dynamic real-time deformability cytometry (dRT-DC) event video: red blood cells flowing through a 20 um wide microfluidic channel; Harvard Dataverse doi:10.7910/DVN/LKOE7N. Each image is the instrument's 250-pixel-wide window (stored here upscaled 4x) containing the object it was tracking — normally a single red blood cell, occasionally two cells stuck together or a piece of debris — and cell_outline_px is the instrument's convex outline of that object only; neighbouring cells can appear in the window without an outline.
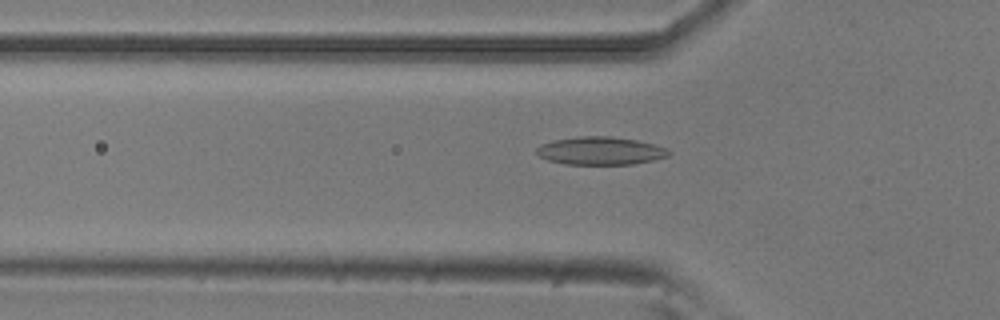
{"species": "common noctule bat (a hibernating species)", "species_latin": "Nyctalus noctula", "temperature_condition": "room temperature", "stored_images_in_passage": 52, "camera_frame_rate_fps": 3000, "um_per_image_px": 0.085, "animal": {"sex": "male", "body_mass_g": 20.5, "forearm_length_mm": 52.5}, "frame": {"image": 1, "passage_image": 17, "time_ms": 5.333, "image_size_px": [1000, 320], "cell_outline_px": [[672, 152], [668, 156], [652, 160], [632, 164], [564, 164], [548, 160], [540, 156], [536, 152], [536, 148], [540, 144], [552, 140], [580, 136], [612, 136], [636, 140], [668, 148]], "centroid_in_image_um": [51.02, 12.81], "position_along_channel_um": 74.8, "area_um2": 21.56}}
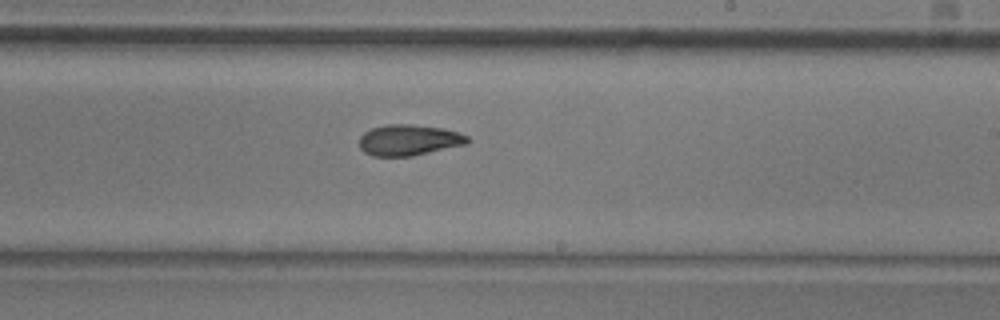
{"frame": {"image": 2, "passage_image": 31, "time_ms": 10.0, "image_size_px": [1000, 320], "cell_outline_px": [[472, 140], [468, 144], [412, 156], [372, 156], [364, 152], [360, 148], [360, 136], [364, 132], [372, 128], [388, 124], [412, 124], [444, 128], [468, 136]], "centroid_in_image_um": [34.78, 11.9], "position_along_channel_um": 254.2, "area_um2": 19.65}}
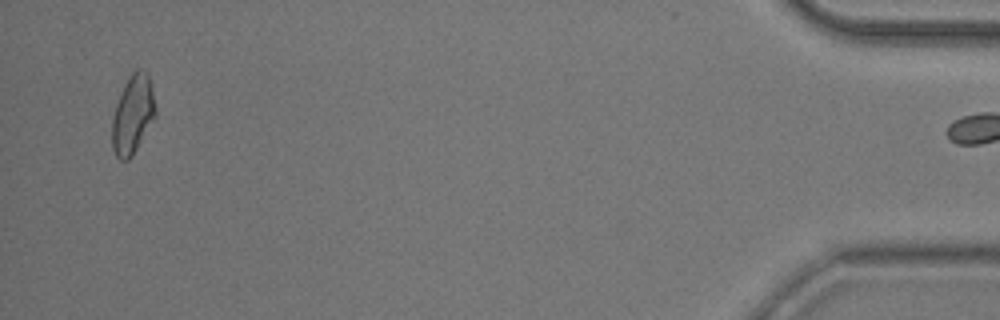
{"frame": {"image": 3, "passage_image": 51, "time_ms": 16.667, "image_size_px": [1000, 320], "cell_outline_px": [[156, 116], [132, 156], [128, 160], [120, 160], [116, 156], [112, 148], [112, 116], [116, 104], [124, 84], [132, 72], [136, 68], [144, 68], [148, 72], [152, 88], [156, 108]], "centroid_in_image_um": [11.29, 9.7], "position_along_channel_um": 423.9, "area_um2": 20.11}, "authors_computed_cell_mechanics": {"area_um2": 19.7676, "velocity_mm_per_s": 3.8265, "shape_relaxation_time_tau1_ms": 6.7908, "shape_relaxation_time_tau2_ms": 5.1154, "deformation_change_tau1": 0.154, "deformation_change_tau2": 0.1101}}